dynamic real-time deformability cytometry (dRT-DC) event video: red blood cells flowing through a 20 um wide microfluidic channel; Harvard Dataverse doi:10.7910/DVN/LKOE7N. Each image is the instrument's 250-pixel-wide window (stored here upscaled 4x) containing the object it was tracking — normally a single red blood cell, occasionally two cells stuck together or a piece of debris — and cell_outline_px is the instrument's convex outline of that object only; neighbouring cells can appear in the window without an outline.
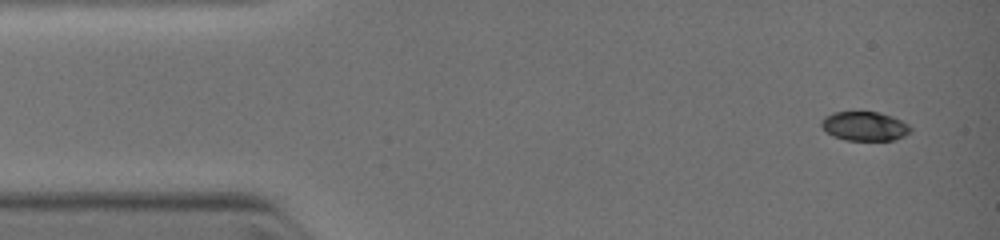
{"species": "common noctule bat (a hibernating species)", "species_latin": "Nyctalus noctula", "temperature_condition": "warm", "stored_images_in_passage": 5, "camera_frame_rate_fps": 3000, "um_per_image_px": 0.085, "animal": {"sex": "female", "body_mass_g": 19.0, "forearm_length_mm": 51.5}, "frame": {"image": 1, "passage_image": 1, "time_ms": 0.0, "image_size_px": [1000, 240], "cell_outline_px": [[912, 128], [904, 136], [896, 140], [844, 140], [832, 136], [820, 124], [820, 120], [824, 116], [832, 112], [880, 112], [892, 116], [908, 124]], "centroid_in_image_um": [73.47, 10.72], "position_along_channel_um": 11.5, "area_um2": 15.2}}
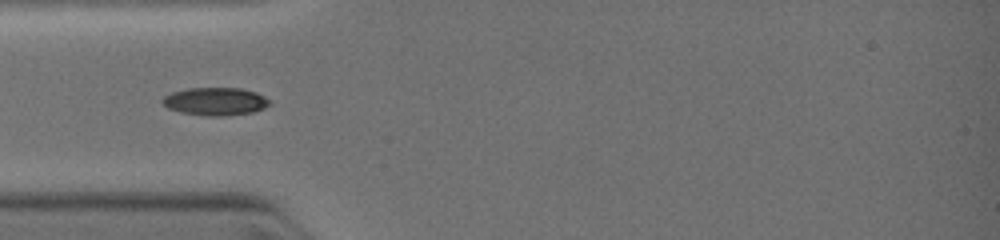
{"frame": {"image": 2, "passage_image": 4, "time_ms": 3.0, "image_size_px": [1000, 240], "cell_outline_px": [[272, 104], [264, 108], [252, 112], [220, 116], [208, 116], [180, 112], [168, 108], [160, 100], [164, 96], [172, 92], [188, 88], [240, 88], [256, 92], [272, 100]], "centroid_in_image_um": [18.33, 8.61], "position_along_channel_um": 66.7, "area_um2": 17.46}}